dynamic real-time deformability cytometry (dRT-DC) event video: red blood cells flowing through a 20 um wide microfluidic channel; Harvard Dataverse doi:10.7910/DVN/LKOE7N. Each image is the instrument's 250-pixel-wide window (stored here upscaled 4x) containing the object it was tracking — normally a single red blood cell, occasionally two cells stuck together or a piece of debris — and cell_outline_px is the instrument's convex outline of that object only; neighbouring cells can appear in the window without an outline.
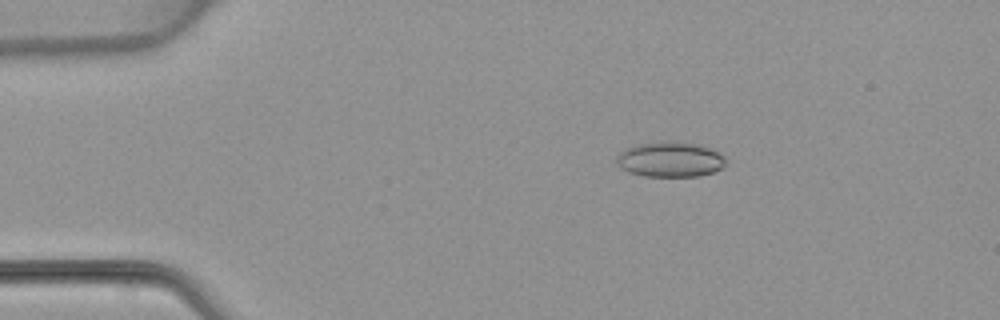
{"species": "common noctule bat (a hibernating species)", "species_latin": "Nyctalus noctula", "temperature_condition": "warm", "stored_images_in_passage": 5, "camera_frame_rate_fps": 3000, "um_per_image_px": 0.085, "animal": {"sex": "female", "body_mass_g": 22.7, "forearm_length_mm": 54.2}, "frame": {"image": 1, "passage_image": 3, "time_ms": 2.333, "image_size_px": [1000, 320], "cell_outline_px": [[728, 164], [712, 172], [700, 176], [644, 176], [632, 172], [624, 168], [616, 160], [616, 156], [624, 148], [636, 144], [700, 144], [724, 156]], "centroid_in_image_um": [56.99, 13.59], "position_along_channel_um": 28.0, "area_um2": 21.44}}
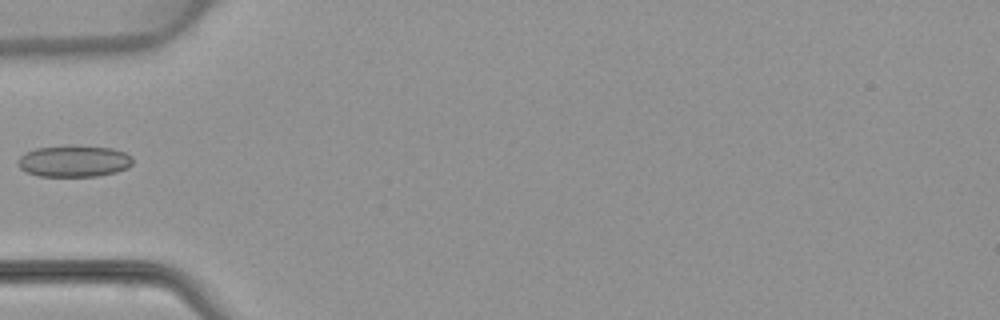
{"frame": {"image": 2, "passage_image": 5, "time_ms": 5.0, "image_size_px": [1000, 320], "cell_outline_px": [[132, 164], [128, 168], [116, 172], [96, 176], [40, 176], [28, 172], [20, 168], [16, 164], [16, 160], [24, 152], [36, 148], [68, 144], [112, 148], [124, 152], [132, 156]], "centroid_in_image_um": [6.26, 13.67], "position_along_channel_um": 78.7, "area_um2": 21.5}}